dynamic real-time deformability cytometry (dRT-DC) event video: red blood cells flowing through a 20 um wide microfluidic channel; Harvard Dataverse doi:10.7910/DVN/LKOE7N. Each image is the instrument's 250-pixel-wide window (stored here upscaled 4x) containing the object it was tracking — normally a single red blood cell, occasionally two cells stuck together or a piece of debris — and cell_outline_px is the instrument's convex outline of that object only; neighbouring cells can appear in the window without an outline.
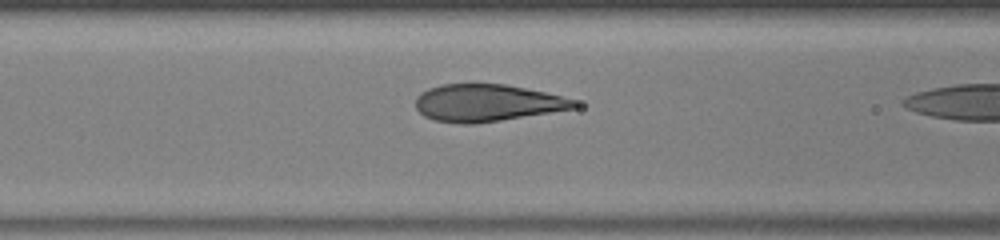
{"species": "human", "species_latin": "Homo sapiens", "temperature_condition": "warm", "stored_images_in_passage": 7, "camera_frame_rate_fps": 3000, "um_per_image_px": 0.085, "donor": {"sex": "male"}, "frame": {"image": 1, "passage_image": 6, "time_ms": 1.667, "image_size_px": [1000, 240], "cell_outline_px": [[584, 104], [576, 108], [500, 120], [472, 124], [464, 124], [436, 120], [424, 116], [416, 108], [416, 96], [420, 92], [428, 88], [440, 84], [504, 84], [544, 92], [576, 100]], "centroid_in_image_um": [41.4, 8.74], "position_along_channel_um": 125.2, "area_um2": 34.22}}